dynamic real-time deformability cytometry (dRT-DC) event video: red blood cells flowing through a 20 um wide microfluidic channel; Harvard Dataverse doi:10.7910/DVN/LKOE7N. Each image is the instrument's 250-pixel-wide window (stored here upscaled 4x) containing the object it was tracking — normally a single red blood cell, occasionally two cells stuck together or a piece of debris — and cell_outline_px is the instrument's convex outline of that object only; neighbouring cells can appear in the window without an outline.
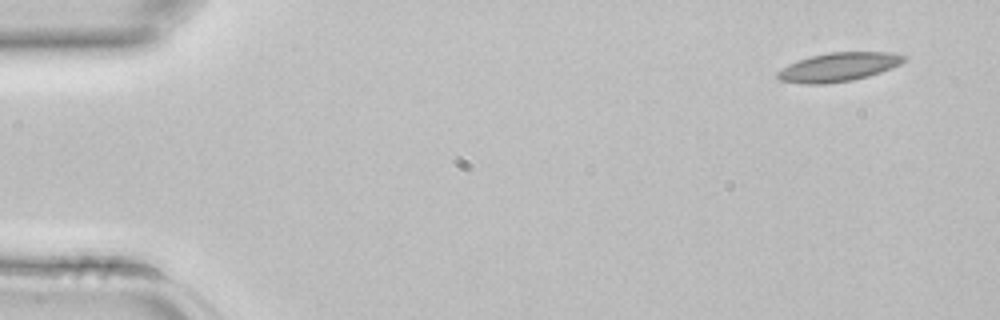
{"species": "common noctule bat (a hibernating species)", "species_latin": "Nyctalus noctula", "temperature_condition": "room temperature", "stored_images_in_passage": 3, "camera_frame_rate_fps": 3000, "um_per_image_px": 0.085, "animal": {"sex": "female", "body_mass_g": 22.7, "forearm_length_mm": 54.2}, "frame": {"image": 1, "passage_image": 1, "time_ms": 0.0, "image_size_px": [1000, 320], "cell_outline_px": [[908, 60], [900, 64], [880, 72], [868, 76], [852, 80], [824, 84], [804, 84], [780, 80], [776, 76], [776, 72], [788, 64], [812, 56], [828, 52], [892, 52], [908, 56]], "centroid_in_image_um": [71.3, 5.69], "position_along_channel_um": 13.7, "area_um2": 21.21}}